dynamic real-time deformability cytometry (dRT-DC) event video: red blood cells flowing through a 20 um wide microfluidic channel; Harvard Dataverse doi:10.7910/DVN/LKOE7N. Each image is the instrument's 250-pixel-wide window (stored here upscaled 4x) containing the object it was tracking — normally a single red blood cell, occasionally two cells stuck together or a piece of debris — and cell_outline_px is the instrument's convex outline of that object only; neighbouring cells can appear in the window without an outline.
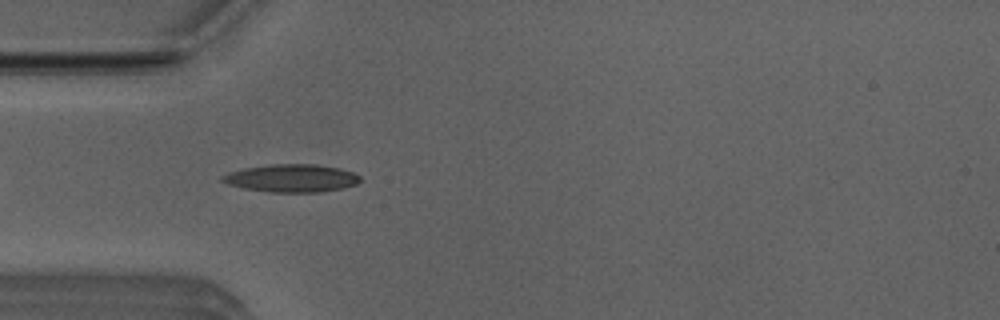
{"species": "Egyptian fruit bat (a non-hibernating species)", "species_latin": "Rousettus aegyptiacus", "temperature_condition": "room temperature", "stored_images_in_passage": 40, "camera_frame_rate_fps": 3000, "um_per_image_px": 0.085, "animal": {"sex": "male"}, "frame": {"image": 1, "passage_image": 4, "time_ms": 1.0, "image_size_px": [1000, 320], "cell_outline_px": [[360, 180], [356, 184], [344, 188], [320, 192], [268, 192], [244, 188], [228, 184], [220, 180], [220, 176], [228, 172], [244, 168], [268, 164], [316, 164], [340, 168], [352, 172], [360, 176]], "centroid_in_image_um": [24.76, 15.14], "position_along_channel_um": 60.2, "area_um2": 22.48}}
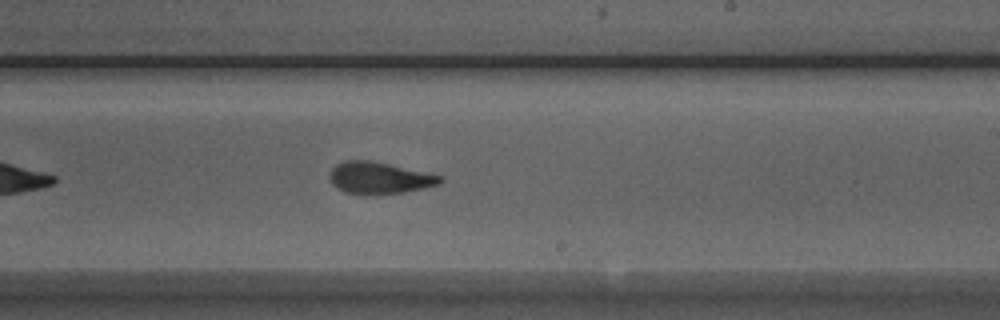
{"frame": {"image": 2, "passage_image": 19, "time_ms": 6.0, "image_size_px": [1000, 320], "cell_outline_px": [[444, 180], [440, 184], [424, 188], [404, 192], [376, 196], [368, 196], [344, 192], [336, 188], [332, 184], [328, 176], [332, 168], [336, 164], [344, 160], [368, 160], [388, 164], [444, 176]], "centroid_in_image_um": [32.22, 15.15], "position_along_channel_um": 256.8, "area_um2": 20.92}}
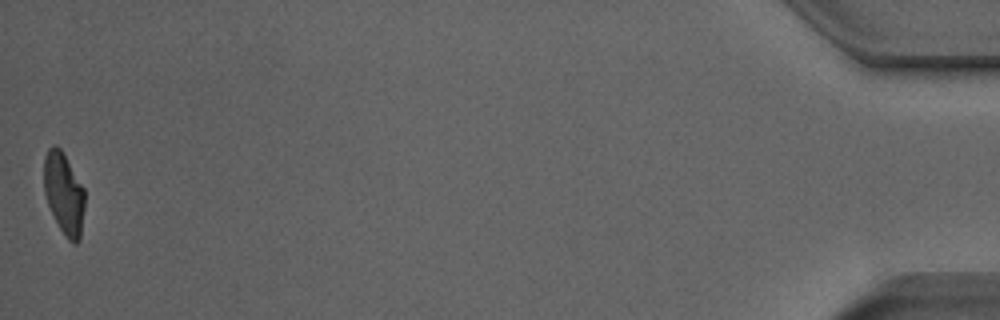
{"frame": {"image": 3, "passage_image": 40, "time_ms": 13.0, "image_size_px": [1000, 320], "cell_outline_px": [[84, 208], [80, 240], [76, 244], [72, 244], [68, 240], [60, 228], [48, 204], [44, 192], [44, 156], [48, 148], [52, 144], [56, 144], [60, 148], [84, 188]], "centroid_in_image_um": [5.43, 16.44], "position_along_channel_um": 429.8, "area_um2": 19.36}, "authors_computed_cell_mechanics": {"area_um2": 20.2878, "velocity_mm_per_s": 3.9595, "shape_relaxation_time_tau1_ms": 4.5652, "shape_relaxation_time_tau2_ms": 1.2675, "deformation_change_tau1": 0.2059, "deformation_change_tau2": 0.09}}